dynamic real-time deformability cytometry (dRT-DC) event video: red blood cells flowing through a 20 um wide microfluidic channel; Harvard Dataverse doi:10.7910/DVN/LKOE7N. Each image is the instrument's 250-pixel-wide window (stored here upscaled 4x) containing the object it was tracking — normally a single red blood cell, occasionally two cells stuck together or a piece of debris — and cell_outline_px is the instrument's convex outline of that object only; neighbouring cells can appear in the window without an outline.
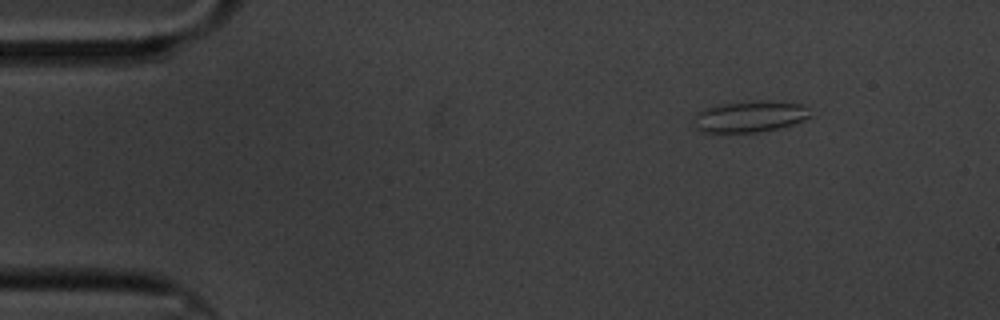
{"species": "common noctule bat (a hibernating species)", "species_latin": "Nyctalus noctula", "temperature_condition": "cold", "stored_images_in_passage": 53, "camera_frame_rate_fps": 3000, "um_per_image_px": 0.085, "animal": {"sex": "male", "body_mass_g": 20.1, "forearm_length_mm": 53.5}, "frame": {"image": 1, "passage_image": 1, "time_ms": 0.0, "image_size_px": [1000, 320], "cell_outline_px": [[812, 116], [804, 120], [792, 124], [776, 128], [756, 132], [704, 132], [696, 128], [692, 124], [696, 112], [704, 108], [716, 104], [760, 100], [768, 100], [804, 104], [808, 108]], "centroid_in_image_um": [63.72, 9.88], "position_along_channel_um": 21.3, "area_um2": 21.5}}
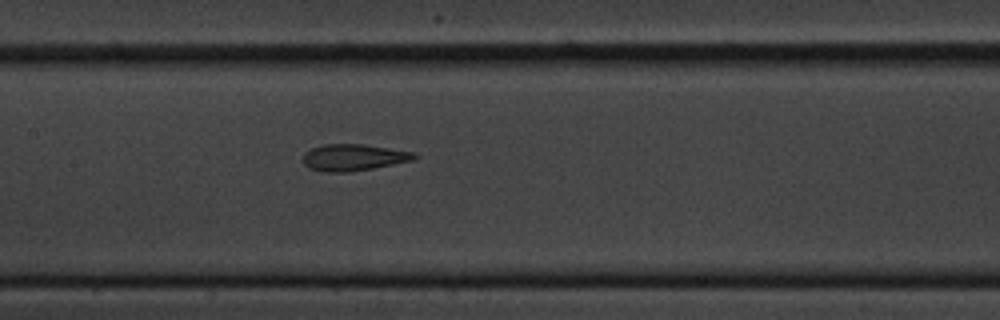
{"frame": {"image": 2, "passage_image": 22, "time_ms": 7.0, "image_size_px": [1000, 320], "cell_outline_px": [[420, 156], [416, 160], [372, 168], [348, 172], [324, 172], [308, 168], [304, 164], [304, 152], [312, 148], [324, 144], [364, 144], [412, 152]], "centroid_in_image_um": [30.06, 13.38], "position_along_channel_um": 177.3, "area_um2": 17.28}}
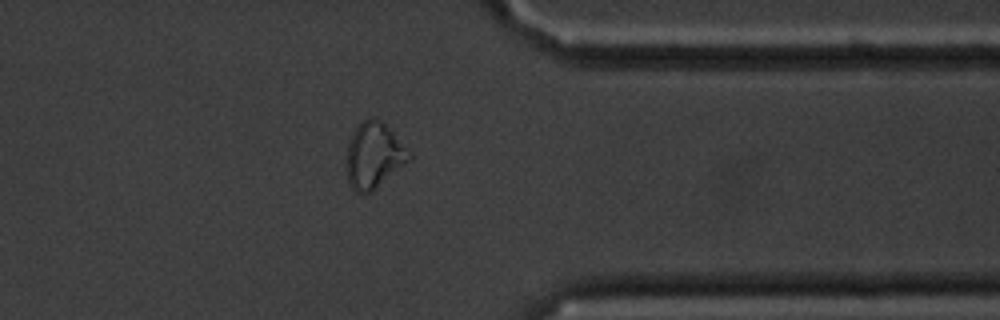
{"frame": {"image": 3, "passage_image": 41, "time_ms": 13.333, "image_size_px": [1000, 320], "cell_outline_px": [[412, 160], [368, 192], [356, 192], [348, 184], [348, 144], [352, 132], [368, 116], [372, 116], [380, 120], [412, 152]], "centroid_in_image_um": [31.81, 13.18], "position_along_channel_um": 379.6, "area_um2": 23.52}, "authors_computed_cell_mechanics": {"area_um2": 19.2474, "velocity_mm_per_s": 3.3248, "shape_relaxation_time_tau1_ms": null, "shape_relaxation_time_tau2_ms": 1.8114, "deformation_change_tau1": null, "deformation_change_tau2": 0.0697}}